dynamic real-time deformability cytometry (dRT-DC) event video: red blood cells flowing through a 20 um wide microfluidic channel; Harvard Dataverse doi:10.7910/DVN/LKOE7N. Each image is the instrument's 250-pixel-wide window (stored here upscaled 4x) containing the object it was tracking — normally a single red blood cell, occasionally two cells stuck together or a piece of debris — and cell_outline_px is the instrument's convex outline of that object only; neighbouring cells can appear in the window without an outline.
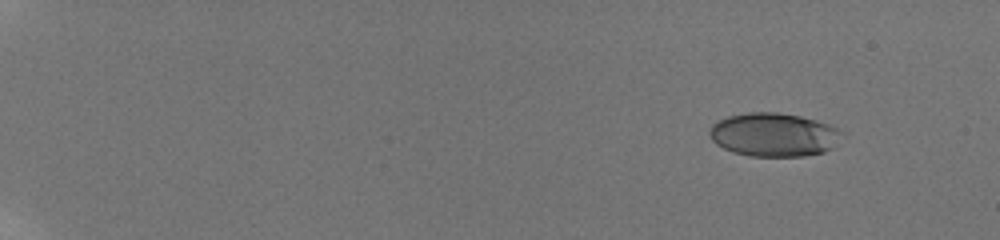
{"species": "human", "species_latin": "Homo sapiens", "temperature_condition": "room temperature", "stored_images_in_passage": 21, "camera_frame_rate_fps": 3000, "um_per_image_px": 0.085, "donor": {"sex": "male"}, "frame": {"image": 1, "passage_image": 1, "time_ms": 0.0, "image_size_px": [1000, 240], "cell_outline_px": [[844, 132], [832, 148], [824, 152], [804, 156], [752, 156], [732, 152], [716, 144], [712, 140], [708, 132], [708, 128], [716, 120], [728, 116], [748, 112], [776, 112], [800, 116], [816, 120], [828, 124]], "centroid_in_image_um": [65.73, 11.44], "position_along_channel_um": 19.3, "area_um2": 33.76}}
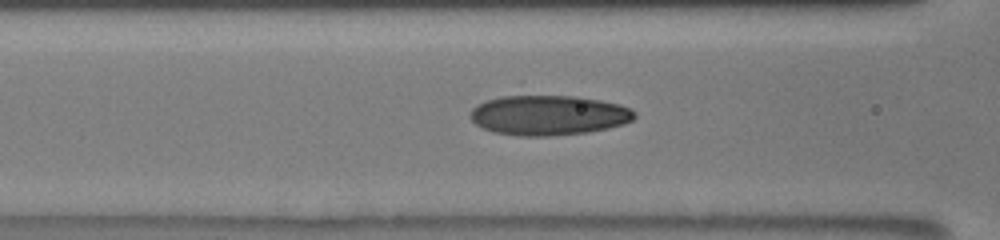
{"frame": {"image": 2, "passage_image": 16, "time_ms": 7.333, "image_size_px": [1000, 240], "cell_outline_px": [[636, 116], [632, 120], [624, 124], [608, 128], [588, 132], [548, 136], [520, 136], [492, 132], [476, 124], [472, 120], [472, 108], [488, 100], [500, 96], [576, 96], [600, 100], [620, 104], [636, 112]], "centroid_in_image_um": [46.66, 9.8], "position_along_channel_um": 119.9, "area_um2": 38.03}}
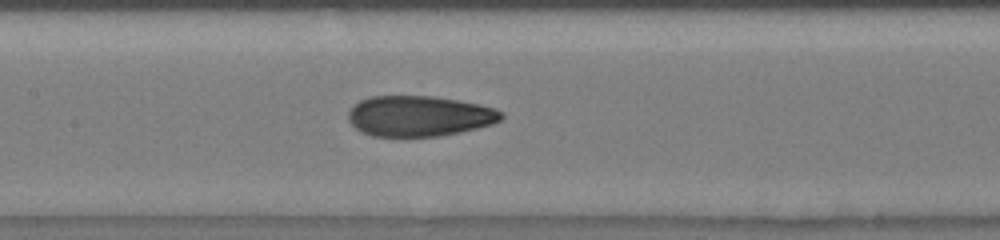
{"frame": {"image": 3, "passage_image": 18, "time_ms": 8.667, "image_size_px": [1000, 240], "cell_outline_px": [[504, 116], [500, 120], [492, 124], [460, 132], [440, 136], [372, 136], [360, 132], [348, 120], [348, 112], [360, 100], [372, 96], [432, 96], [456, 100], [496, 108], [504, 112]], "centroid_in_image_um": [35.63, 9.87], "position_along_channel_um": 171.8, "area_um2": 36.07}}